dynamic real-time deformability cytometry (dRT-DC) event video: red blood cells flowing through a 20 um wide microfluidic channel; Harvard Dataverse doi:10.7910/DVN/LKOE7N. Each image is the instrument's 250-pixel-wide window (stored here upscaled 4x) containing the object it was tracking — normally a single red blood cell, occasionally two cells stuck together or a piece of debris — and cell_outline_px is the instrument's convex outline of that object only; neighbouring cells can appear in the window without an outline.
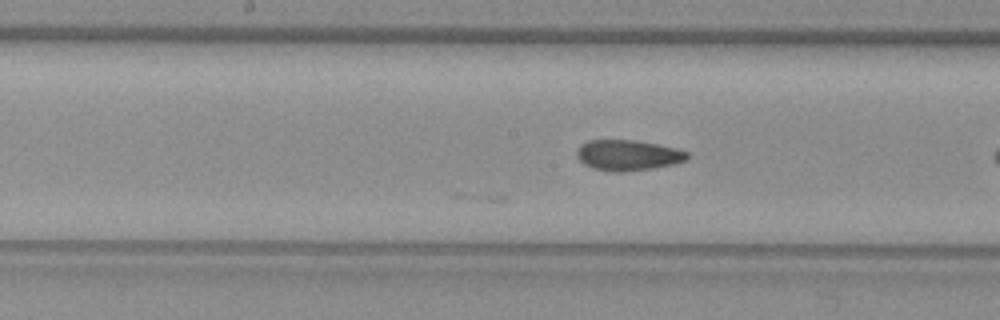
{"species": "common noctule bat (a hibernating species)", "species_latin": "Nyctalus noctula", "temperature_condition": "warm", "stored_images_in_passage": 23, "camera_frame_rate_fps": 3000, "um_per_image_px": 0.085, "animal": {"sex": "female", "body_mass_g": 29.2, "forearm_length_mm": 56.3}, "frame": {"image": 1, "passage_image": 23, "time_ms": 7.333, "image_size_px": [1000, 320], "cell_outline_px": [[688, 156], [684, 160], [672, 164], [652, 168], [624, 172], [612, 172], [592, 168], [584, 164], [576, 156], [576, 148], [580, 144], [588, 140], [632, 140], [656, 144], [676, 148], [688, 152]], "centroid_in_image_um": [53.3, 13.19], "position_along_channel_um": 194.9, "area_um2": 19.65}}